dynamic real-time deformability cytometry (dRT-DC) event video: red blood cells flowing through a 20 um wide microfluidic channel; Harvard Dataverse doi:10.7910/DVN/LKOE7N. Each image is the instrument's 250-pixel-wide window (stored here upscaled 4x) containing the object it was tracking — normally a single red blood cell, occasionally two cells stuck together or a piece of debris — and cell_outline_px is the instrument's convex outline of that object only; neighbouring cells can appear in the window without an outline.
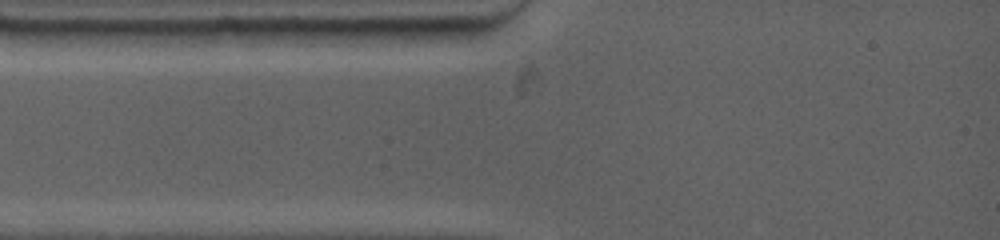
{"species": "common noctule bat (a hibernating species)", "species_latin": "Nyctalus noctula", "temperature_condition": "warm", "stored_images_in_passage": 2, "segment_of_instrument_passage": [1, 2], "camera_frame_rate_fps": 4500, "um_per_image_px": 0.085, "animal": {"sex": "female", "body_mass_g": 19.0, "forearm_length_mm": 53.3}, "frame": {"image": 1, "passage_image": 1, "time_ms": 0.0, "image_size_px": [1000, 240], "cell_outline_px": [[240, 28], [220, 44], [204, 52], [116, 48], [96, 32], [96, 28]], "centroid_in_image_um": [14.15, 3.25], "position_along_channel_um": 70.8, "area_um2": 19.19}}